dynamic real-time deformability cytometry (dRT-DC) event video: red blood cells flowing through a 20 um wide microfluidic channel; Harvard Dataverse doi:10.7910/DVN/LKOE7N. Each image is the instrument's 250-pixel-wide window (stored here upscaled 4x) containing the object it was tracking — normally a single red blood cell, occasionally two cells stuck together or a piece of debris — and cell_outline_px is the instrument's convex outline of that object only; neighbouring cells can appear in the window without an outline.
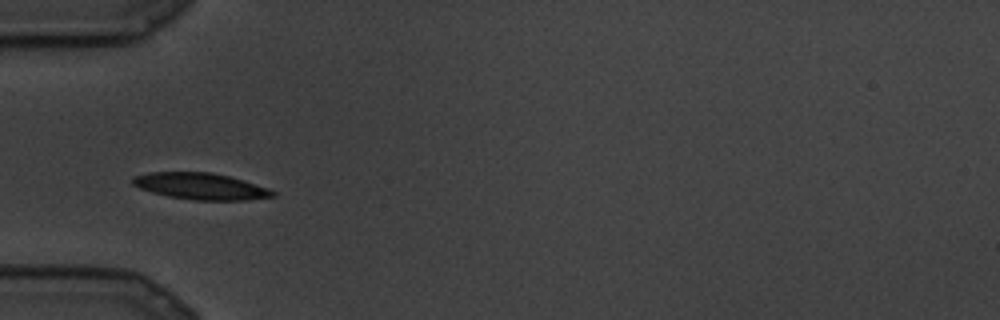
{"species": "common noctule bat (a hibernating species)", "species_latin": "Nyctalus noctula", "temperature_condition": "cold", "stored_images_in_passage": 4, "camera_frame_rate_fps": 3000, "um_per_image_px": 0.085, "animal": {"sex": "male", "body_mass_g": 19.5, "forearm_length_mm": 54.6}, "frame": {"image": 1, "passage_image": 3, "time_ms": 0.667, "image_size_px": [1000, 320], "cell_outline_px": [[276, 196], [248, 200], [196, 200], [168, 196], [152, 192], [140, 188], [132, 184], [132, 176], [148, 172], [212, 172], [244, 180], [268, 188], [276, 192]], "centroid_in_image_um": [17.06, 15.82], "position_along_channel_um": 67.9, "area_um2": 21.68}}